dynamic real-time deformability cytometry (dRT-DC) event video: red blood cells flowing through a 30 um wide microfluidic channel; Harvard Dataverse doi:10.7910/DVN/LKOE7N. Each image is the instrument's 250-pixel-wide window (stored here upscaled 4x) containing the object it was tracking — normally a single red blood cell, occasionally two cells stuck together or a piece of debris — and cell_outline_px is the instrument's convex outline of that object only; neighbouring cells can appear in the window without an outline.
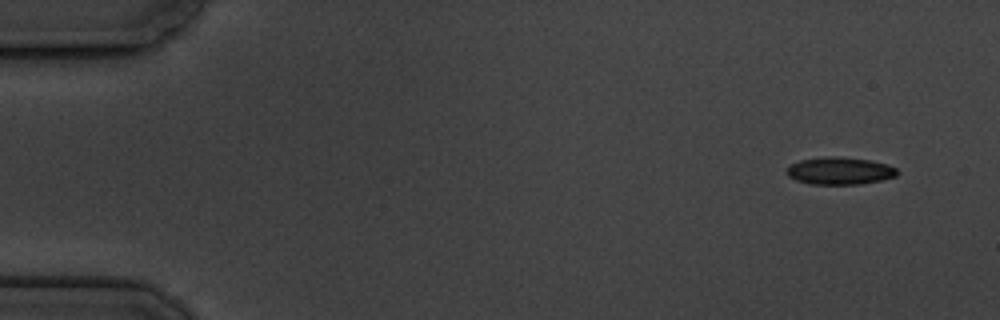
{"species": "common noctule bat (a hibernating species)", "species_latin": "Nyctalus noctula", "temperature_condition": "cold", "stored_images_in_passage": 4, "camera_frame_rate_fps": 3000, "um_per_image_px": 0.085, "animal": {"sex": "male", "body_mass_g": 19.5, "forearm_length_mm": 54.6}, "frame": {"image": 1, "passage_image": 1, "time_ms": 0.0, "image_size_px": [1000, 320], "cell_outline_px": [[896, 176], [880, 180], [860, 184], [808, 184], [796, 180], [788, 176], [784, 172], [792, 164], [800, 160], [824, 156], [840, 156], [872, 160], [888, 164], [896, 168]], "centroid_in_image_um": [71.35, 14.51], "position_along_channel_um": 13.6, "area_um2": 17.74}}